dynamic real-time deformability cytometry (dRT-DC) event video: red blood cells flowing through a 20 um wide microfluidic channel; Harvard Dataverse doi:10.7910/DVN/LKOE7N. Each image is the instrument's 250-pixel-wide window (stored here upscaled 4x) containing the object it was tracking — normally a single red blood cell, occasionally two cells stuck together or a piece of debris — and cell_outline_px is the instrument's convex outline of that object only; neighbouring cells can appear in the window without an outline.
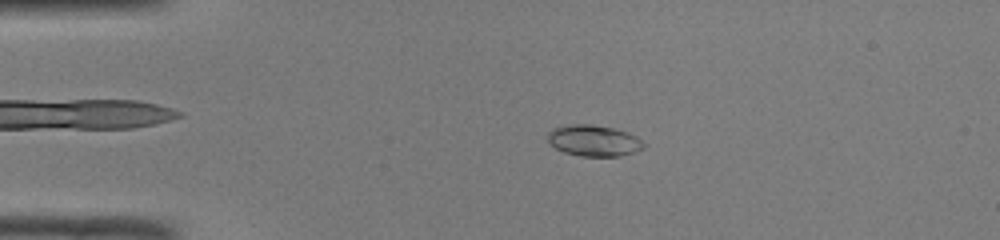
{"species": "common noctule bat (a hibernating species)", "species_latin": "Nyctalus noctula", "temperature_condition": "room temperature", "stored_images_in_passage": 42, "camera_frame_rate_fps": 3000, "um_per_image_px": 0.085, "animal": {"sex": "male", "body_mass_g": 19.0, "forearm_length_mm": 50.8}, "frame": {"image": 1, "passage_image": 3, "time_ms": 0.667, "image_size_px": [1000, 240], "cell_outline_px": [[648, 144], [644, 148], [620, 156], [580, 156], [564, 152], [556, 148], [548, 140], [548, 132], [552, 128], [572, 124], [592, 124], [612, 128], [628, 132], [636, 136]], "centroid_in_image_um": [50.5, 11.95], "position_along_channel_um": 34.5, "area_um2": 17.46}}
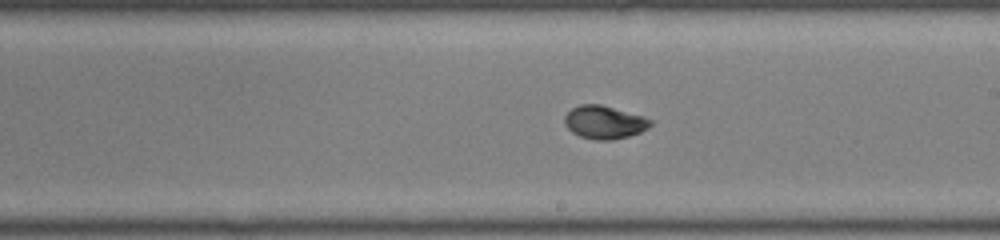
{"frame": {"image": 2, "passage_image": 21, "time_ms": 6.667, "image_size_px": [1000, 240], "cell_outline_px": [[652, 124], [648, 128], [640, 132], [628, 136], [612, 140], [596, 140], [580, 136], [572, 132], [564, 124], [564, 116], [572, 108], [580, 104], [600, 104], [644, 116], [652, 120]], "centroid_in_image_um": [51.37, 10.39], "position_along_channel_um": 237.6, "area_um2": 16.59}}
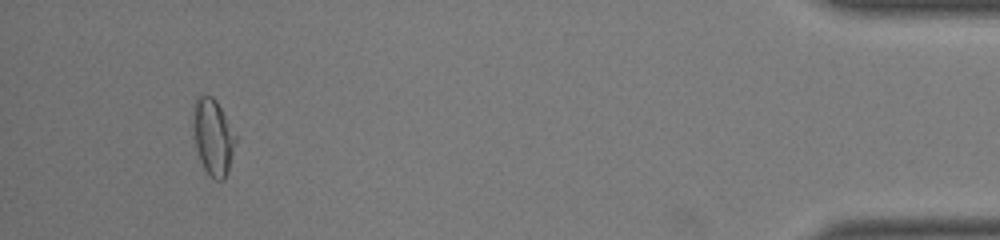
{"frame": {"image": 3, "passage_image": 39, "time_ms": 12.667, "image_size_px": [1000, 240], "cell_outline_px": [[236, 144], [228, 172], [224, 180], [216, 180], [208, 176], [200, 160], [196, 148], [192, 112], [192, 104], [196, 96], [212, 96], [216, 100], [236, 136]], "centroid_in_image_um": [18.1, 11.65], "position_along_channel_um": 417.1, "area_um2": 18.96}, "authors_computed_cell_mechanics": {"area_um2": 16.5019, "velocity_mm_per_s": 4.1092, "shape_relaxation_time_tau1_ms": 3.1811, "shape_relaxation_time_tau2_ms": 0.8137, "deformation_change_tau1": 0.1791, "deformation_change_tau2": 0.0304}}